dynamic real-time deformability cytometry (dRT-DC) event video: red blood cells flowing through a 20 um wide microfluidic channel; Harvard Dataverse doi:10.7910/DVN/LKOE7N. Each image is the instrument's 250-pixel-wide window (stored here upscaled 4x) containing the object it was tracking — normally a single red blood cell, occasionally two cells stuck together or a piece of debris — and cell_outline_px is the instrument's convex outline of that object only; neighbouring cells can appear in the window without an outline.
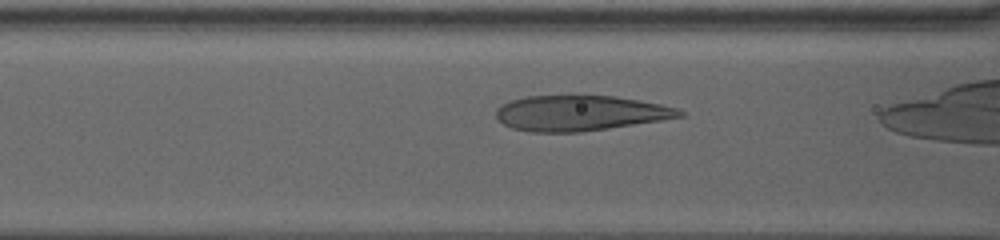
{"species": "human", "species_latin": "Homo sapiens", "temperature_condition": "warm", "stored_images_in_passage": 33, "camera_frame_rate_fps": 3000, "um_per_image_px": 0.085, "donor": {"sex": "female"}, "frame": {"image": 1, "passage_image": 4, "time_ms": 1.0, "image_size_px": [1000, 240], "cell_outline_px": [[684, 116], [660, 120], [608, 128], [580, 132], [532, 132], [512, 128], [504, 124], [496, 116], [496, 108], [512, 100], [524, 96], [572, 92], [616, 96], [640, 100], [660, 104], [676, 108], [684, 112]], "centroid_in_image_um": [49.27, 9.56], "position_along_channel_um": 117.3, "area_um2": 38.78}}
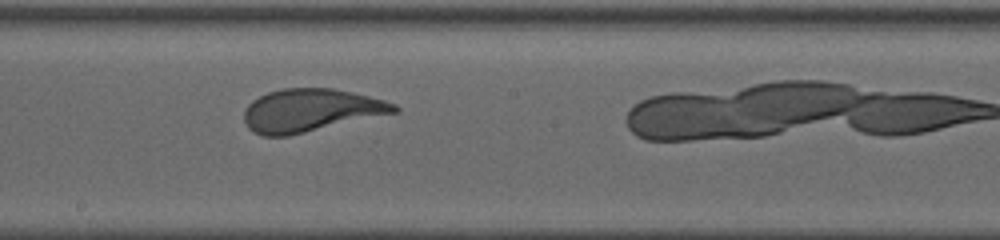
{"frame": {"image": 2, "passage_image": 15, "time_ms": 4.667, "image_size_px": [1000, 240], "cell_outline_px": [[400, 112], [288, 136], [264, 136], [252, 132], [248, 128], [244, 120], [244, 108], [252, 100], [268, 92], [284, 88], [332, 88], [352, 92], [384, 100], [396, 104], [400, 108]], "centroid_in_image_um": [26.41, 9.39], "position_along_channel_um": 221.8, "area_um2": 37.74}}
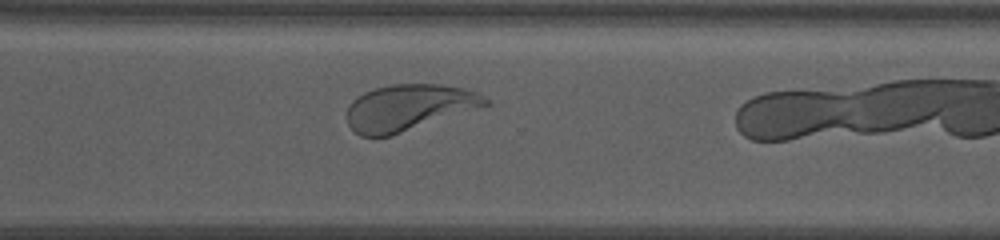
{"frame": {"image": 3, "passage_image": 27, "time_ms": 8.667, "image_size_px": [1000, 240], "cell_outline_px": [[492, 104], [388, 136], [360, 136], [348, 124], [348, 104], [356, 96], [364, 92], [376, 88], [392, 84], [440, 84], [464, 88], [476, 92], [492, 100]], "centroid_in_image_um": [34.76, 9.12], "position_along_channel_um": 335.8, "area_um2": 37.05}}